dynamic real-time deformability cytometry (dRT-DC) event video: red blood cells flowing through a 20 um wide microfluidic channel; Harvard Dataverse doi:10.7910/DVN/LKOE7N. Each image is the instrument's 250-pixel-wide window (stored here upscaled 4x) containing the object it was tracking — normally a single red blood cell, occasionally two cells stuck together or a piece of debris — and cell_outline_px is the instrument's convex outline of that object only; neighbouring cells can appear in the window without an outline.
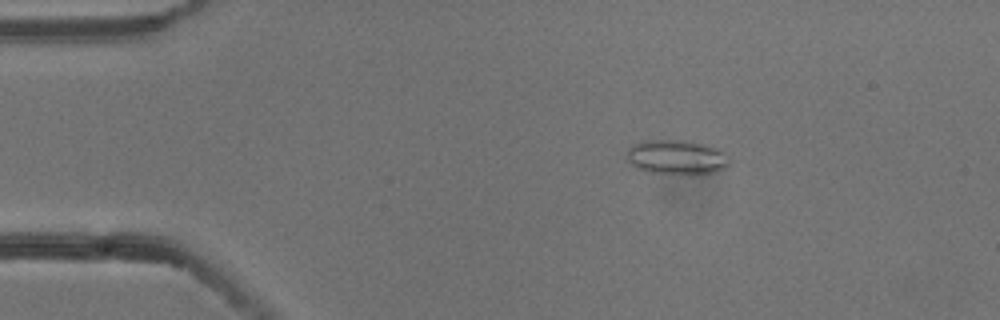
{"species": "common noctule bat (a hibernating species)", "species_latin": "Nyctalus noctula", "temperature_condition": "cold", "stored_images_in_passage": 4, "camera_frame_rate_fps": 3000, "um_per_image_px": 0.085, "animal": {"sex": "male", "body_mass_g": 13.3}, "frame": {"image": 1, "passage_image": 3, "time_ms": 0.667, "image_size_px": [1000, 320], "cell_outline_px": [[732, 160], [724, 168], [712, 172], [648, 172], [636, 168], [628, 160], [628, 148], [632, 144], [644, 140], [684, 140], [704, 144], [720, 148]], "centroid_in_image_um": [57.51, 13.31], "position_along_channel_um": 27.5, "area_um2": 20.23}}